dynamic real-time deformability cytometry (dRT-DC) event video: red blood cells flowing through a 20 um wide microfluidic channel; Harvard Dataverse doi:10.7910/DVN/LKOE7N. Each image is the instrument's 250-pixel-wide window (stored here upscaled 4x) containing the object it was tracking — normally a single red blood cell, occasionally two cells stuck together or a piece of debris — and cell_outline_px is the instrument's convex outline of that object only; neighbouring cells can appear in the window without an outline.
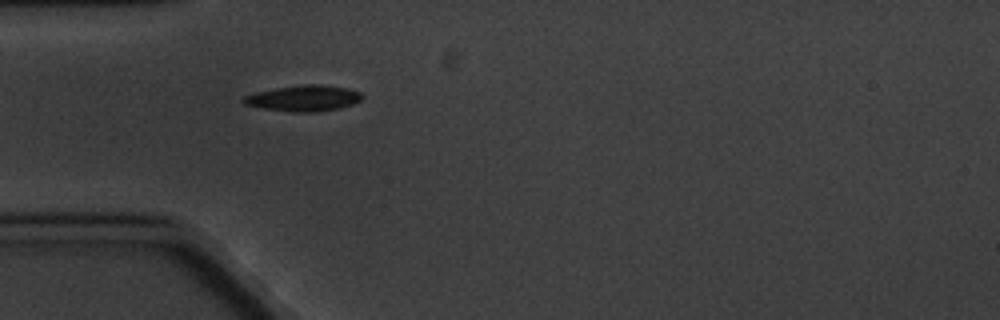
{"species": "common noctule bat (a hibernating species)", "species_latin": "Nyctalus noctula", "temperature_condition": "cold", "stored_images_in_passage": 5, "camera_frame_rate_fps": 3000, "um_per_image_px": 0.085, "animal": {"sex": "male", "body_mass_g": 20.1, "forearm_length_mm": 53.5}, "frame": {"image": 1, "passage_image": 5, "time_ms": 5.667, "image_size_px": [1000, 320], "cell_outline_px": [[364, 96], [360, 100], [352, 104], [340, 108], [316, 112], [292, 112], [264, 108], [244, 104], [240, 100], [244, 96], [256, 92], [276, 88], [304, 84], [320, 84], [348, 88], [360, 92]], "centroid_in_image_um": [25.82, 8.35], "position_along_channel_um": 59.2, "area_um2": 17.92}}